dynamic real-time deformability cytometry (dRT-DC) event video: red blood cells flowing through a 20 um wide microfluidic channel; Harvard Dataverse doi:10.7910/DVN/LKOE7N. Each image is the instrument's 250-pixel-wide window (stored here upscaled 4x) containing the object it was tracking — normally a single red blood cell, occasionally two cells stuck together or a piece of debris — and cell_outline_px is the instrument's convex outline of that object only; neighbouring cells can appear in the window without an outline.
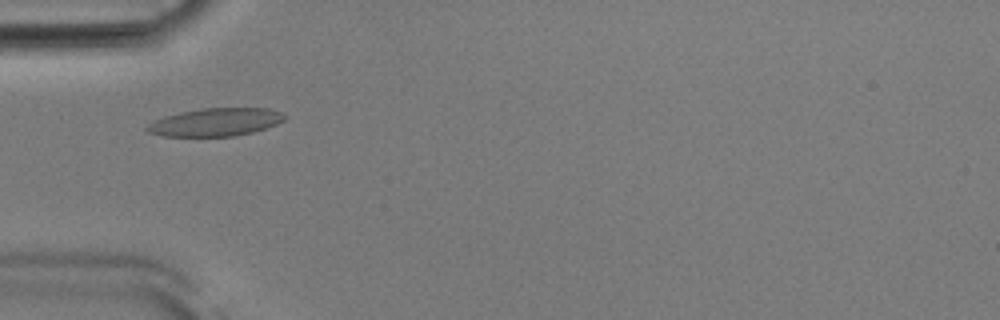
{"species": "Egyptian fruit bat (a non-hibernating species)", "species_latin": "Rousettus aegyptiacus", "temperature_condition": "room temperature", "stored_images_in_passage": 51, "camera_frame_rate_fps": 3000, "um_per_image_px": 0.085, "animal": {"sex": "male"}, "frame": {"image": 1, "passage_image": 15, "time_ms": 4.667, "image_size_px": [1000, 320], "cell_outline_px": [[288, 116], [284, 120], [276, 124], [252, 132], [232, 136], [160, 136], [148, 132], [144, 128], [148, 124], [164, 116], [180, 112], [204, 108], [268, 108], [280, 112]], "centroid_in_image_um": [18.3, 10.38], "position_along_channel_um": 66.7, "area_um2": 22.31}}
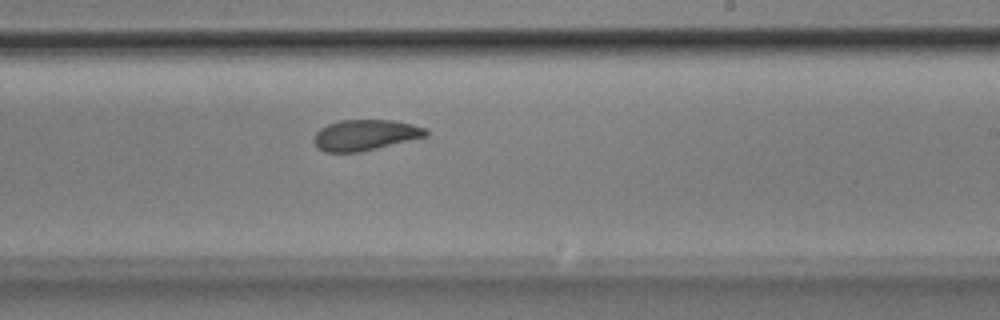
{"frame": {"image": 2, "passage_image": 30, "time_ms": 9.667, "image_size_px": [1000, 320], "cell_outline_px": [[428, 136], [360, 152], [324, 152], [312, 140], [316, 132], [320, 128], [328, 124], [340, 120], [392, 120], [412, 124], [428, 128]], "centroid_in_image_um": [31.06, 11.47], "position_along_channel_um": 257.9, "area_um2": 20.11}}
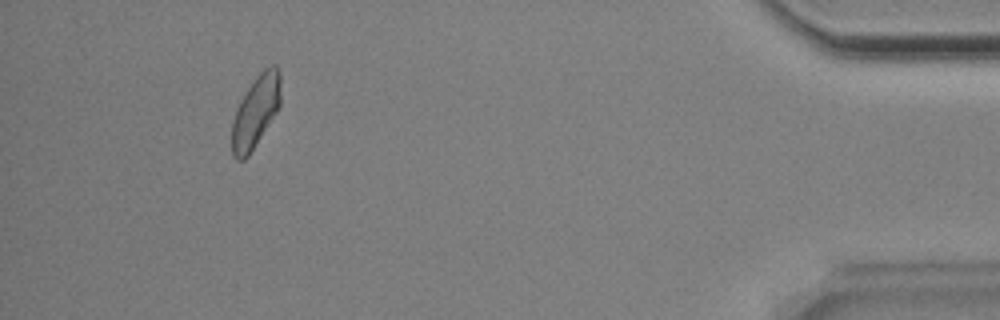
{"frame": {"image": 3, "passage_image": 47, "time_ms": 15.333, "image_size_px": [1000, 320], "cell_outline_px": [[280, 104], [276, 112], [248, 156], [244, 160], [236, 160], [232, 156], [232, 124], [236, 108], [240, 100], [256, 76], [264, 68], [272, 64], [276, 64], [280, 72]], "centroid_in_image_um": [21.72, 9.46], "position_along_channel_um": 413.5, "area_um2": 20.29}, "authors_computed_cell_mechanics": {"area_um2": 20.8658, "velocity_mm_per_s": 3.8388, "shape_relaxation_time_tau1_ms": 4.9644, "shape_relaxation_time_tau2_ms": 2.4822, "deformation_change_tau1": 0.1238, "deformation_change_tau2": 0.0752}}